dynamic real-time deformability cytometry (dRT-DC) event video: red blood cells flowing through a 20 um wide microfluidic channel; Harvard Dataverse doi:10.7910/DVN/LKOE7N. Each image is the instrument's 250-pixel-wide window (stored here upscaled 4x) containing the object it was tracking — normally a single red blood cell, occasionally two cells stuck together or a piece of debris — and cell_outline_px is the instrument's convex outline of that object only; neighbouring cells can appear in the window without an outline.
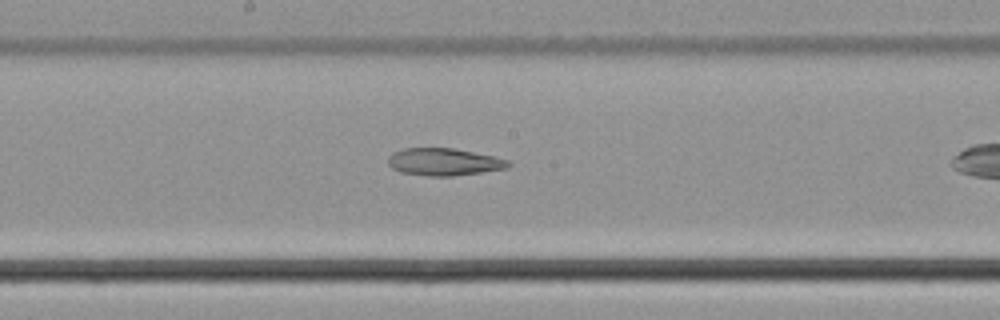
{"species": "common noctule bat (a hibernating species)", "species_latin": "Nyctalus noctula", "temperature_condition": "cold", "stored_images_in_passage": 18, "camera_frame_rate_fps": 3000, "um_per_image_px": 0.085, "animal": {"sex": "male", "body_mass_g": 21.5, "forearm_length_mm": 52.0}, "frame": {"image": 1, "passage_image": 13, "time_ms": 4.0, "image_size_px": [1000, 320], "cell_outline_px": [[512, 164], [508, 168], [452, 176], [428, 176], [400, 172], [392, 168], [388, 164], [388, 156], [392, 152], [404, 148], [452, 148], [492, 156], [508, 160]], "centroid_in_image_um": [37.7, 13.76], "position_along_channel_um": 210.5, "area_um2": 19.07}}
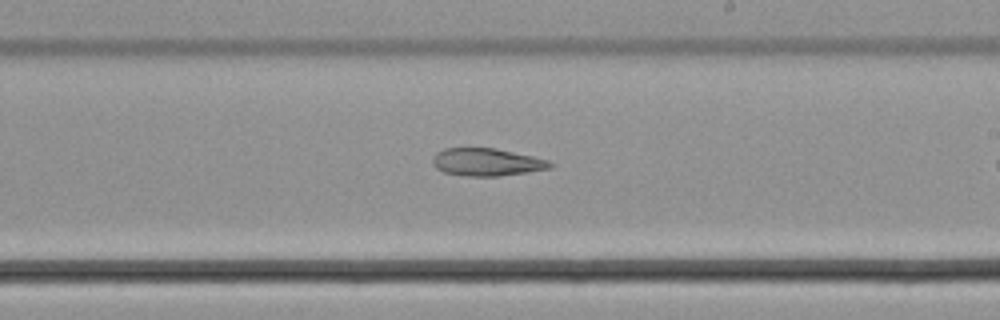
{"frame": {"image": 2, "passage_image": 16, "time_ms": 5.0, "image_size_px": [1000, 320], "cell_outline_px": [[552, 168], [528, 172], [500, 176], [468, 176], [444, 172], [436, 168], [432, 164], [432, 160], [436, 152], [444, 148], [496, 148], [532, 156], [548, 160], [552, 164]], "centroid_in_image_um": [41.36, 13.78], "position_along_channel_um": 247.6, "area_um2": 18.9}}